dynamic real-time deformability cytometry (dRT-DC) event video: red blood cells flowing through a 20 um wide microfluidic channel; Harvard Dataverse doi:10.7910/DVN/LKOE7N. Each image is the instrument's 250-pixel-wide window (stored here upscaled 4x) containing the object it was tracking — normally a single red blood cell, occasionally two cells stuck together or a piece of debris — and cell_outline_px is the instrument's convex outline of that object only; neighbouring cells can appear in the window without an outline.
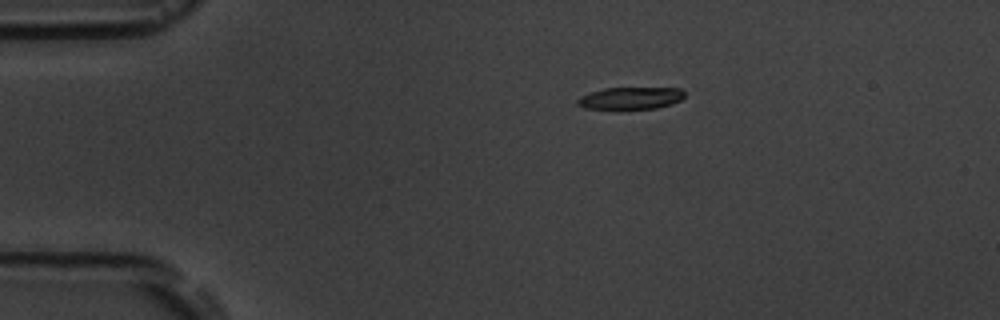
{"species": "common noctule bat (a hibernating species)", "species_latin": "Nyctalus noctula", "temperature_condition": "room temperature", "stored_images_in_passage": 6, "camera_frame_rate_fps": 3000, "um_per_image_px": 0.085, "animal": {"sex": "male", "body_mass_g": 19.5, "forearm_length_mm": 54.6}, "frame": {"image": 1, "passage_image": 2, "time_ms": 1.333, "image_size_px": [1000, 320], "cell_outline_px": [[684, 96], [680, 100], [672, 104], [656, 108], [620, 112], [616, 112], [584, 108], [576, 104], [576, 100], [580, 96], [604, 88], [680, 88], [684, 92]], "centroid_in_image_um": [53.53, 8.4], "position_along_channel_um": 31.5, "area_um2": 14.68}}
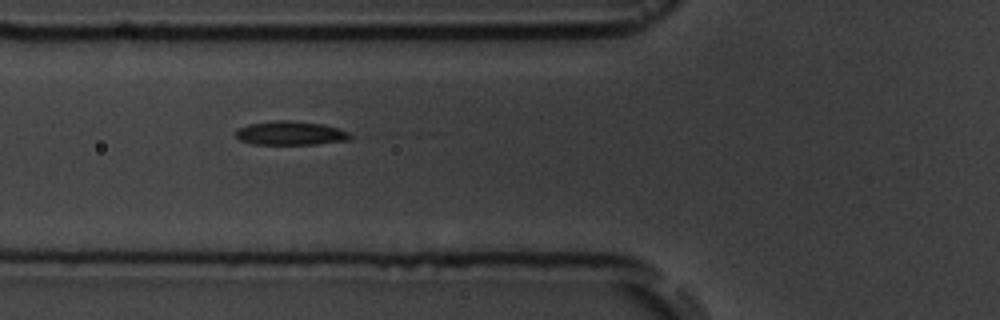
{"frame": {"image": 2, "passage_image": 5, "time_ms": 4.667, "image_size_px": [1000, 320], "cell_outline_px": [[352, 140], [316, 144], [252, 144], [240, 140], [232, 132], [236, 128], [248, 124], [276, 120], [292, 120], [324, 124], [340, 128], [348, 132], [352, 136]], "centroid_in_image_um": [24.69, 11.31], "position_along_channel_um": 101.1, "area_um2": 16.3}}
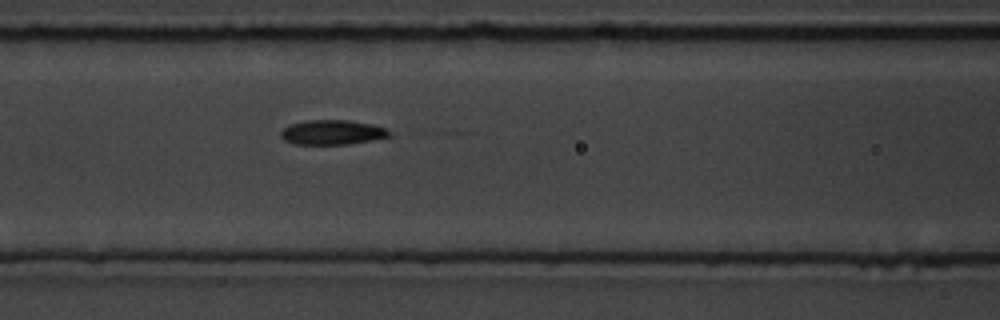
{"frame": {"image": 3, "passage_image": 6, "time_ms": 5.667, "image_size_px": [1000, 320], "cell_outline_px": [[392, 136], [372, 140], [348, 144], [292, 144], [284, 140], [280, 136], [280, 132], [284, 128], [292, 124], [304, 120], [348, 120], [372, 124], [384, 128], [392, 132]], "centroid_in_image_um": [28.24, 11.25], "position_along_channel_um": 138.4, "area_um2": 15.66}}